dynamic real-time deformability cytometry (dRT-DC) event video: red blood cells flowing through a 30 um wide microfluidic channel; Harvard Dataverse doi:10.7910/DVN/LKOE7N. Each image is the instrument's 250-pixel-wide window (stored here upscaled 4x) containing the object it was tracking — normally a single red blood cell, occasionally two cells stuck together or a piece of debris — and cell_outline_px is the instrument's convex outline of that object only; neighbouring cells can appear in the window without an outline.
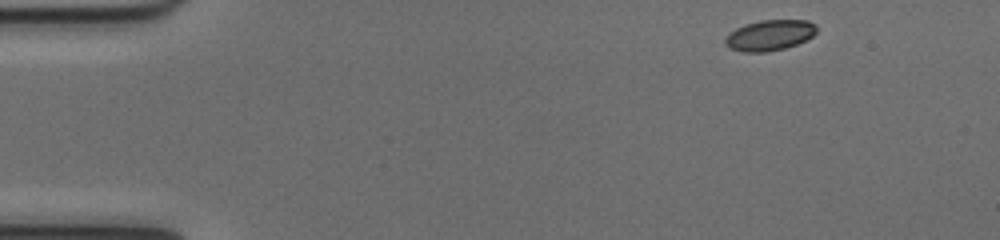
{"species": "common noctule bat (a hibernating species)", "species_latin": "Nyctalus noctula", "temperature_condition": "cold", "stored_images_in_passage": 47, "camera_frame_rate_fps": 3000, "um_per_image_px": 0.085, "animal": {"sex": "female", "body_mass_g": 17.0, "forearm_length_mm": 48.0}, "frame": {"image": 1, "passage_image": 1, "time_ms": 0.0, "image_size_px": [1000, 240], "cell_outline_px": [[816, 32], [812, 36], [796, 44], [784, 48], [768, 52], [744, 52], [728, 48], [724, 44], [724, 40], [736, 28], [744, 24], [760, 20], [808, 20], [816, 24]], "centroid_in_image_um": [65.41, 2.99], "position_along_channel_um": 19.6, "area_um2": 16.3}}
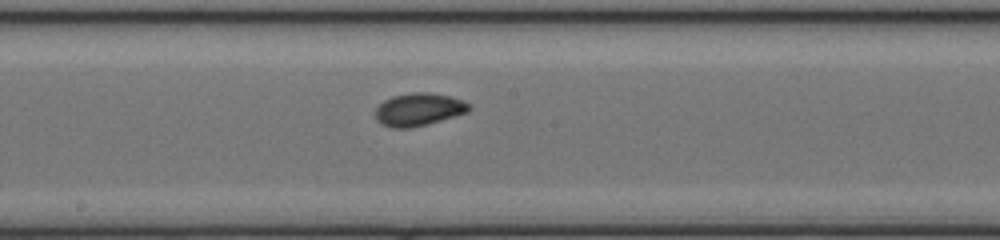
{"frame": {"image": 2, "passage_image": 23, "time_ms": 7.333, "image_size_px": [1000, 240], "cell_outline_px": [[468, 112], [440, 120], [408, 128], [392, 128], [376, 120], [376, 108], [384, 100], [392, 96], [412, 92], [428, 92], [448, 96], [464, 100], [468, 104]], "centroid_in_image_um": [35.56, 9.29], "position_along_channel_um": 212.6, "area_um2": 17.51}}
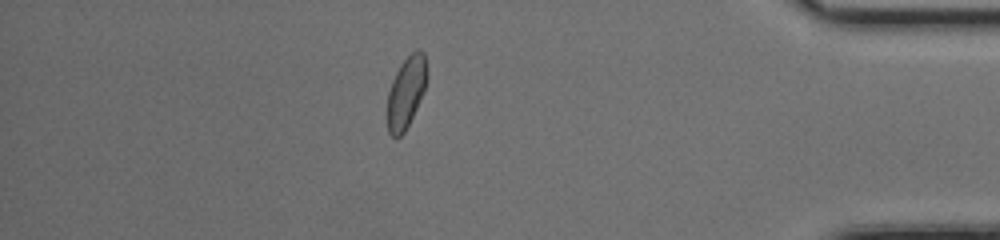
{"frame": {"image": 3, "passage_image": 40, "time_ms": 13.0, "image_size_px": [1000, 240], "cell_outline_px": [[428, 80], [416, 108], [404, 132], [396, 140], [388, 132], [388, 92], [392, 80], [400, 64], [416, 48], [420, 48], [424, 52], [428, 76]], "centroid_in_image_um": [34.54, 7.8], "position_along_channel_um": 400.7, "area_um2": 16.47}, "authors_computed_cell_mechanics": {"area_um2": 16.9354, "velocity_mm_per_s": 4.0141, "shape_relaxation_time_tau1_ms": 3.2109, "shape_relaxation_time_tau2_ms": 1.0374, "deformation_change_tau1": 0.0948, "deformation_change_tau2": 0.0452}}